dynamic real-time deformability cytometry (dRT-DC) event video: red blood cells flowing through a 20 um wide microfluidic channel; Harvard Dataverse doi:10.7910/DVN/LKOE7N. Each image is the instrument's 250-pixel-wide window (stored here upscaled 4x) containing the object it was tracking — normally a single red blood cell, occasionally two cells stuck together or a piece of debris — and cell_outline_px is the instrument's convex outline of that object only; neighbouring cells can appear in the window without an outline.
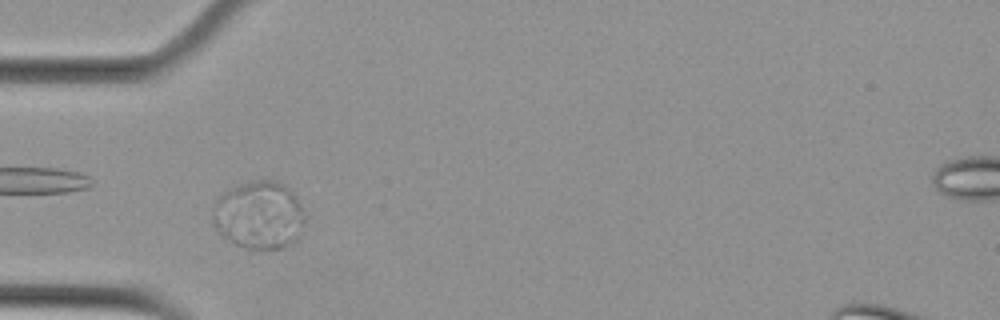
{"species": "Egyptian fruit bat (a non-hibernating species)", "species_latin": "Rousettus aegyptiacus", "temperature_condition": "cold", "stored_images_in_passage": 9, "camera_frame_rate_fps": 3000, "um_per_image_px": 0.085, "animal": {"sex": "female"}, "frame": {"image": 1, "passage_image": 6, "time_ms": 1.667, "image_size_px": [1000, 320], "cell_outline_px": [[304, 224], [300, 240], [292, 244], [268, 252], [244, 248], [236, 244], [224, 236], [212, 224], [212, 216], [216, 200], [224, 192], [232, 188], [252, 180], [272, 180], [284, 184], [292, 192], [300, 204], [304, 216]], "centroid_in_image_um": [22.05, 18.34], "position_along_channel_um": 62.9, "area_um2": 36.93}}
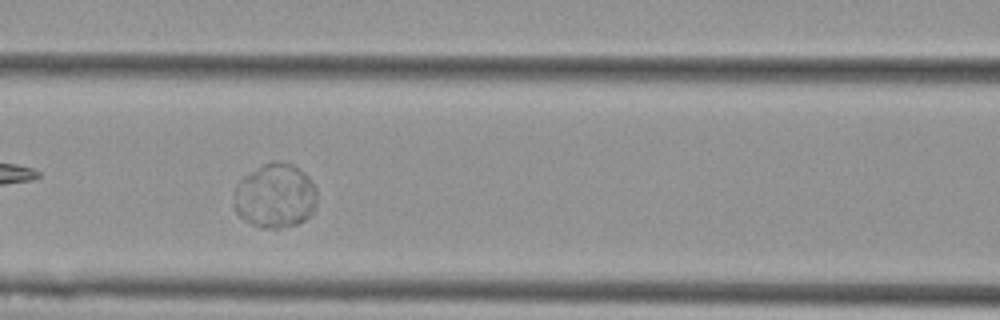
{"frame": {"image": 2, "passage_image": 8, "time_ms": 2.333, "image_size_px": [1000, 320], "cell_outline_px": [[316, 208], [304, 220], [296, 224], [280, 228], [264, 228], [252, 224], [244, 220], [236, 212], [232, 204], [236, 188], [240, 180], [244, 176], [264, 164], [272, 160], [292, 164], [300, 168], [308, 176], [316, 188]], "centroid_in_image_um": [23.39, 16.65], "position_along_channel_um": 143.2, "area_um2": 31.27}}
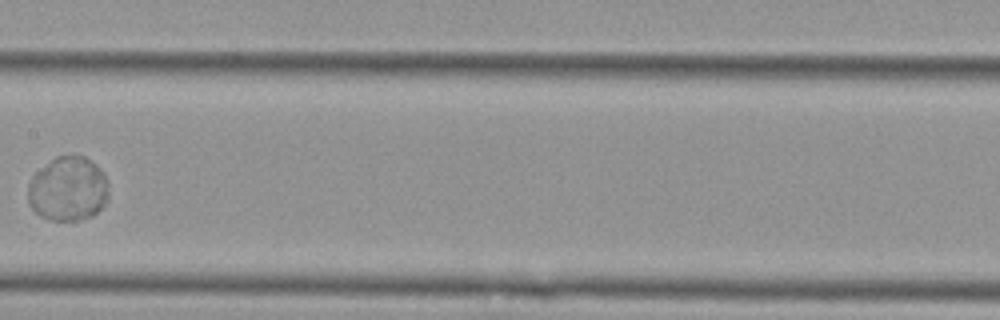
{"frame": {"image": 3, "passage_image": 9, "time_ms": 2.667, "image_size_px": [1000, 320], "cell_outline_px": [[108, 200], [92, 216], [76, 220], [52, 220], [40, 216], [28, 204], [28, 184], [32, 176], [36, 172], [56, 156], [84, 156], [96, 164], [104, 172], [108, 180]], "centroid_in_image_um": [5.79, 16.06], "position_along_channel_um": 201.6, "area_um2": 30.35}}